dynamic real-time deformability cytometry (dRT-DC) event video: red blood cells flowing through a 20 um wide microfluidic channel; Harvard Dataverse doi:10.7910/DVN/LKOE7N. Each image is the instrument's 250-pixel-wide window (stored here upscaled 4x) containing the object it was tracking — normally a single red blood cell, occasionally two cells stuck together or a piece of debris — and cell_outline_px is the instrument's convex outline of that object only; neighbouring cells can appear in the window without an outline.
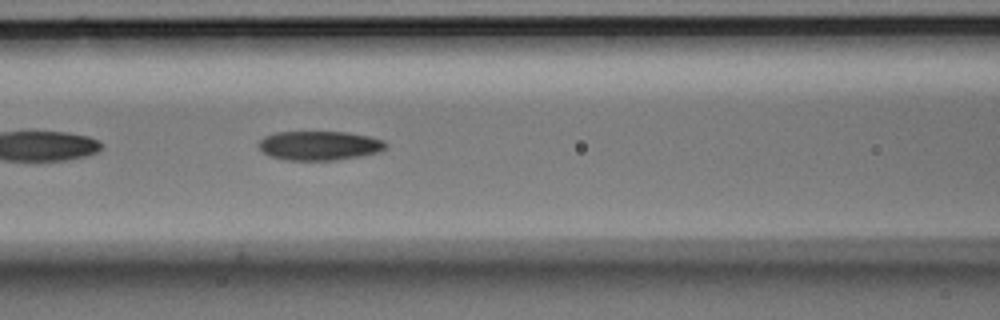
{"species": "Egyptian fruit bat (a non-hibernating species)", "species_latin": "Rousettus aegyptiacus", "temperature_condition": "room temperature", "stored_images_in_passage": 17, "camera_frame_rate_fps": 3000, "um_per_image_px": 0.085, "animal": {"sex": "male"}, "frame": {"image": 1, "passage_image": 8, "time_ms": 2.333, "image_size_px": [1000, 320], "cell_outline_px": [[388, 144], [380, 152], [360, 156], [336, 160], [284, 160], [272, 156], [264, 152], [260, 148], [260, 140], [264, 136], [276, 132], [348, 132], [368, 136], [384, 140]], "centroid_in_image_um": [27.18, 12.37], "position_along_channel_um": 139.4, "area_um2": 21.56}}
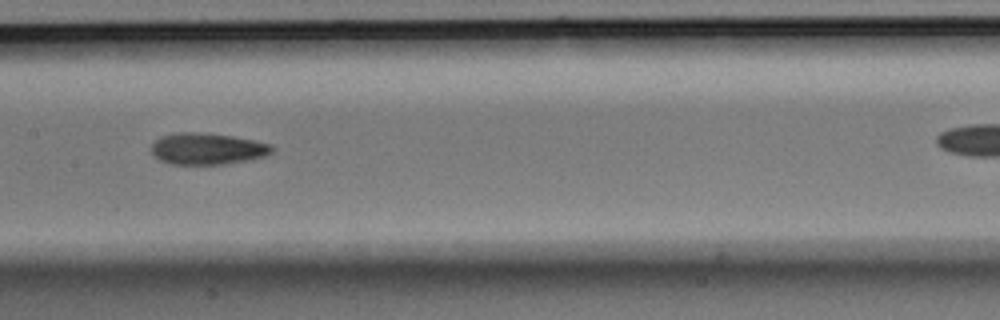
{"frame": {"image": 2, "passage_image": 12, "time_ms": 3.667, "image_size_px": [1000, 320], "cell_outline_px": [[276, 148], [272, 152], [264, 156], [252, 160], [224, 164], [168, 164], [160, 160], [152, 152], [152, 144], [160, 136], [180, 132], [192, 132], [232, 136], [272, 144]], "centroid_in_image_um": [17.66, 12.65], "position_along_channel_um": 189.7, "area_um2": 22.14}}
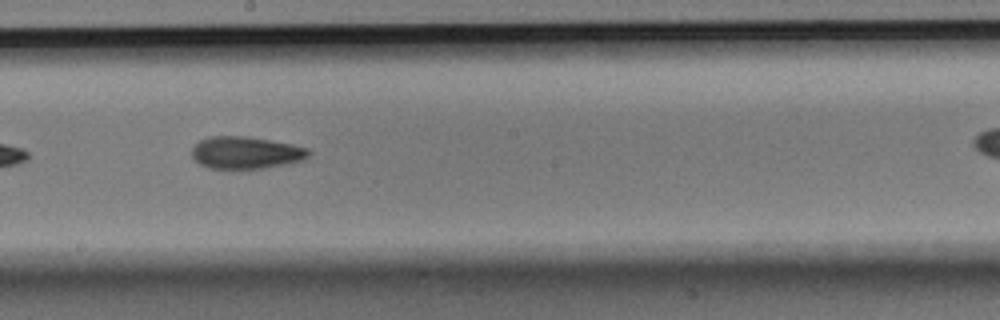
{"frame": {"image": 3, "passage_image": 15, "time_ms": 4.667, "image_size_px": [1000, 320], "cell_outline_px": [[312, 152], [304, 160], [288, 164], [264, 168], [208, 168], [200, 164], [192, 156], [192, 148], [200, 140], [212, 136], [248, 136], [272, 140], [292, 144], [308, 148]], "centroid_in_image_um": [20.94, 12.97], "position_along_channel_um": 227.3, "area_um2": 22.02}}